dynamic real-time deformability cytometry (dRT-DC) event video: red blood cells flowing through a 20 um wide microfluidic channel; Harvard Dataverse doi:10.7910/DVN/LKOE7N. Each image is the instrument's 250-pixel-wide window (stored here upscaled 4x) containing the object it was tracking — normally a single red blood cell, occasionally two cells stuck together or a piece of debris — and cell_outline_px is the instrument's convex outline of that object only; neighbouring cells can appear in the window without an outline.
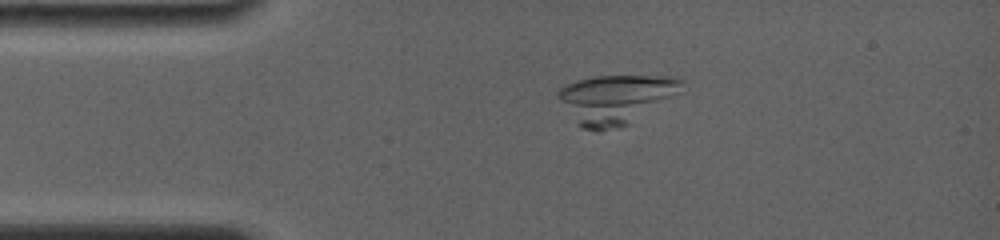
{"species": "common noctule bat (a hibernating species)", "species_latin": "Nyctalus noctula", "temperature_condition": "room temperature", "stored_images_in_passage": 29, "camera_frame_rate_fps": 4000, "um_per_image_px": 0.085, "animal": {"sex": "female", "body_mass_g": 19.0, "forearm_length_mm": 56.7}, "frame": {"image": 1, "passage_image": 8, "time_ms": 3.0, "image_size_px": [1000, 240], "cell_outline_px": [[684, 80], [668, 96], [628, 124], [596, 132], [580, 128], [556, 96], [556, 92], [564, 84], [576, 80], [596, 76], [676, 76]], "centroid_in_image_um": [52.16, 8.41], "position_along_channel_um": 32.8, "area_um2": 34.1}}
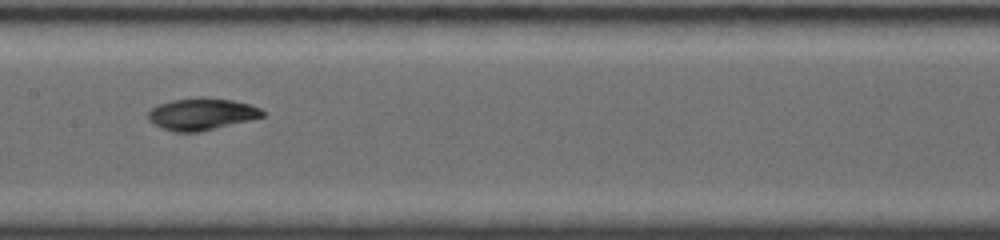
{"frame": {"image": 2, "passage_image": 20, "time_ms": 8.0, "image_size_px": [1000, 240], "cell_outline_px": [[264, 116], [200, 132], [176, 132], [152, 124], [148, 120], [148, 112], [152, 108], [160, 104], [172, 100], [200, 96], [204, 96], [232, 100], [252, 104], [260, 108], [264, 112]], "centroid_in_image_um": [17.13, 9.68], "position_along_channel_um": 190.3, "area_um2": 21.33}}
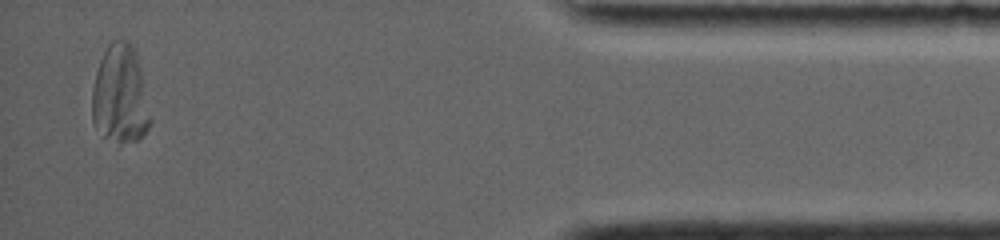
{"frame": {"image": 3, "passage_image": 29, "time_ms": 15.5, "image_size_px": [1000, 240], "cell_outline_px": [[152, 120], [148, 128], [136, 140], [120, 144], [104, 136], [92, 124], [92, 88], [96, 72], [100, 60], [108, 44], [112, 40], [128, 40], [132, 44], [136, 52], [140, 68]], "centroid_in_image_um": [10.2, 8.05], "position_along_channel_um": 425.0, "area_um2": 33.52}, "authors_computed_cell_mechanics": {"area_um2": 21.964, "velocity_mm_per_s": 3.8213, "shape_relaxation_time_tau1_ms": 8.4727, "shape_relaxation_time_tau2_ms": null, "deformation_change_tau1": 0.192, "deformation_change_tau2": null}}